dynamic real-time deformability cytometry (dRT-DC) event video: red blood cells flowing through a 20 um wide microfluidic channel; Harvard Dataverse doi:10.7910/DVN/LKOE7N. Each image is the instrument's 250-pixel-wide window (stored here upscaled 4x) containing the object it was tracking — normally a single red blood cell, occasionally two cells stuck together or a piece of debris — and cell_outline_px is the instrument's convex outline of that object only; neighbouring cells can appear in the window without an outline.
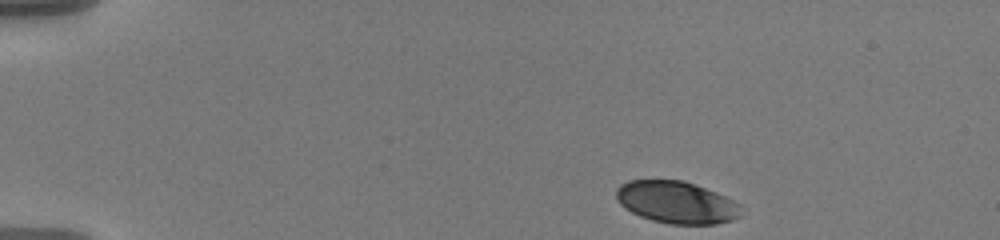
{"species": "human", "species_latin": "Homo sapiens", "temperature_condition": "warm", "stored_images_in_passage": 50, "segment_of_instrument_passage": [1, 2], "camera_frame_rate_fps": 3000, "um_per_image_px": 0.085, "donor": {"sex": "male"}, "frame": {"image": 1, "passage_image": 1, "time_ms": 0.0, "image_size_px": [1000, 240], "cell_outline_px": [[740, 216], [732, 220], [716, 224], [668, 224], [652, 220], [640, 216], [632, 212], [620, 204], [616, 200], [616, 188], [620, 184], [628, 180], [684, 180], [716, 192], [740, 204]], "centroid_in_image_um": [57.48, 17.19], "position_along_channel_um": 27.5, "area_um2": 30.69}}
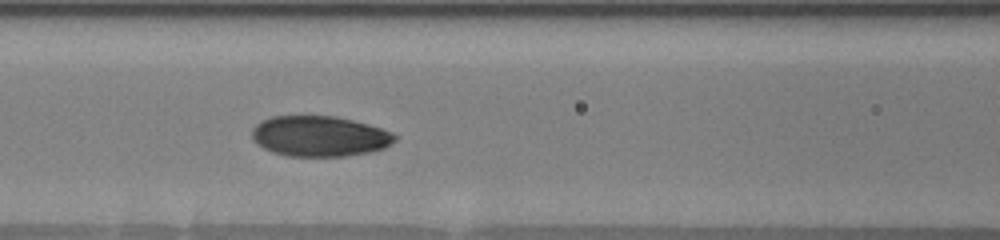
{"frame": {"image": 2, "passage_image": 18, "time_ms": 5.667, "image_size_px": [1000, 240], "cell_outline_px": [[396, 140], [384, 148], [368, 152], [344, 156], [288, 156], [272, 152], [264, 148], [252, 140], [252, 128], [256, 124], [272, 116], [336, 116], [368, 124], [392, 132], [396, 136]], "centroid_in_image_um": [27.15, 11.57], "position_along_channel_um": 139.5, "area_um2": 33.64}}
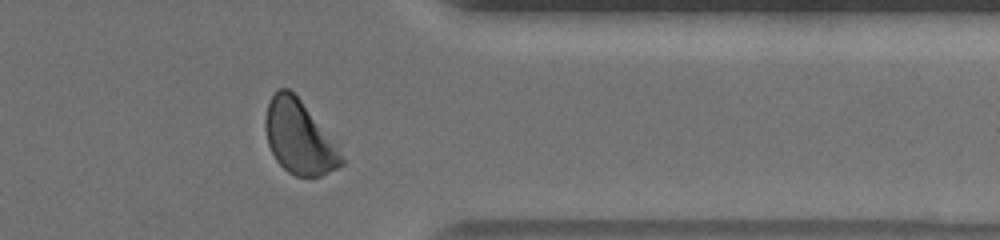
{"frame": {"image": 3, "passage_image": 39, "time_ms": 12.667, "image_size_px": [1000, 240], "cell_outline_px": [[344, 164], [320, 176], [296, 176], [288, 172], [276, 160], [268, 144], [264, 124], [264, 120], [268, 104], [272, 96], [280, 88], [288, 88], [300, 100], [336, 148], [344, 160]], "centroid_in_image_um": [25.36, 11.69], "position_along_channel_um": 386.0, "area_um2": 31.27}}